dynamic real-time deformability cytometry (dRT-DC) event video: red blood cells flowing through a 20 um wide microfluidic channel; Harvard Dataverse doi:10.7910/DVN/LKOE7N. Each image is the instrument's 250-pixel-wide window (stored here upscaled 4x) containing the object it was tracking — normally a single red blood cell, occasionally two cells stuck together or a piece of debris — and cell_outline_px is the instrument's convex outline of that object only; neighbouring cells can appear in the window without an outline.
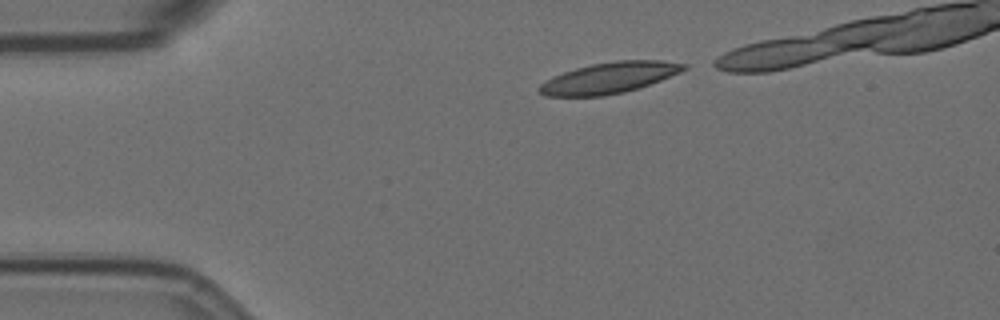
{"species": "Egyptian fruit bat (a non-hibernating species)", "species_latin": "Rousettus aegyptiacus", "temperature_condition": "room temperature", "stored_images_in_passage": 37, "camera_frame_rate_fps": 3000, "um_per_image_px": 0.085, "animal": {"sex": "female"}, "frame": {"image": 1, "passage_image": 2, "time_ms": 0.333, "image_size_px": [1000, 320], "cell_outline_px": [[688, 68], [680, 72], [660, 80], [624, 92], [604, 96], [544, 96], [536, 92], [536, 88], [540, 84], [552, 76], [576, 68], [592, 64], [616, 60], [664, 60], [688, 64]], "centroid_in_image_um": [51.75, 6.61], "position_along_channel_um": 33.3, "area_um2": 26.18}}
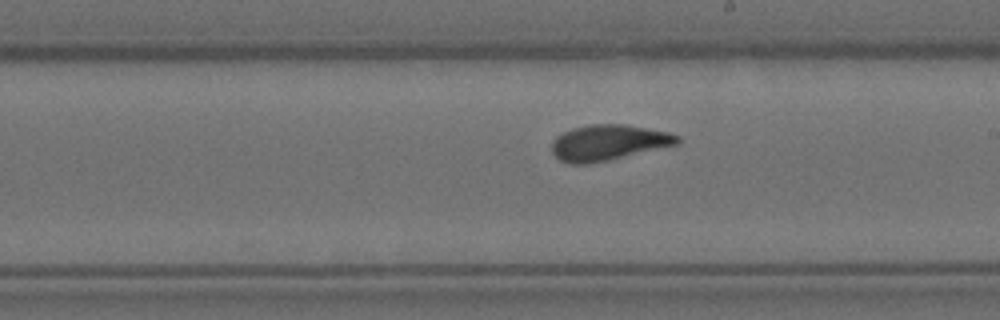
{"frame": {"image": 2, "passage_image": 23, "time_ms": 7.333, "image_size_px": [1000, 320], "cell_outline_px": [[680, 144], [608, 160], [588, 164], [568, 164], [560, 160], [552, 152], [552, 140], [556, 136], [572, 128], [592, 124], [624, 124], [668, 132], [680, 136]], "centroid_in_image_um": [51.71, 12.12], "position_along_channel_um": 237.3, "area_um2": 26.13}}
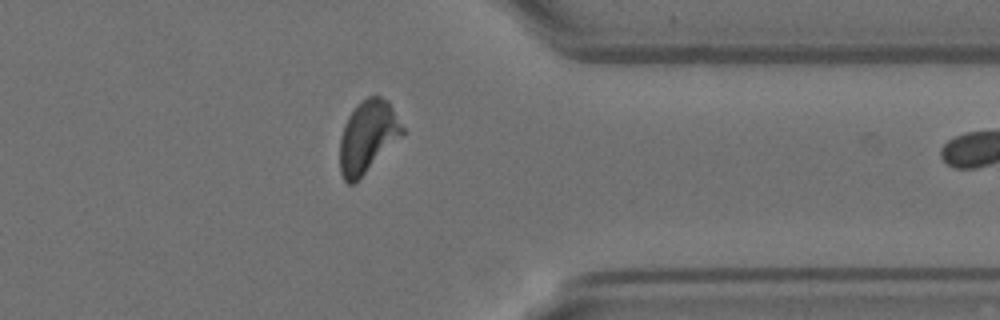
{"frame": {"image": 3, "passage_image": 36, "time_ms": 11.667, "image_size_px": [1000, 320], "cell_outline_px": [[404, 132], [352, 184], [348, 184], [344, 180], [340, 172], [340, 136], [344, 124], [348, 116], [360, 100], [368, 96], [380, 96], [388, 100], [404, 128]], "centroid_in_image_um": [31.22, 11.55], "position_along_channel_um": 380.2, "area_um2": 25.61}}